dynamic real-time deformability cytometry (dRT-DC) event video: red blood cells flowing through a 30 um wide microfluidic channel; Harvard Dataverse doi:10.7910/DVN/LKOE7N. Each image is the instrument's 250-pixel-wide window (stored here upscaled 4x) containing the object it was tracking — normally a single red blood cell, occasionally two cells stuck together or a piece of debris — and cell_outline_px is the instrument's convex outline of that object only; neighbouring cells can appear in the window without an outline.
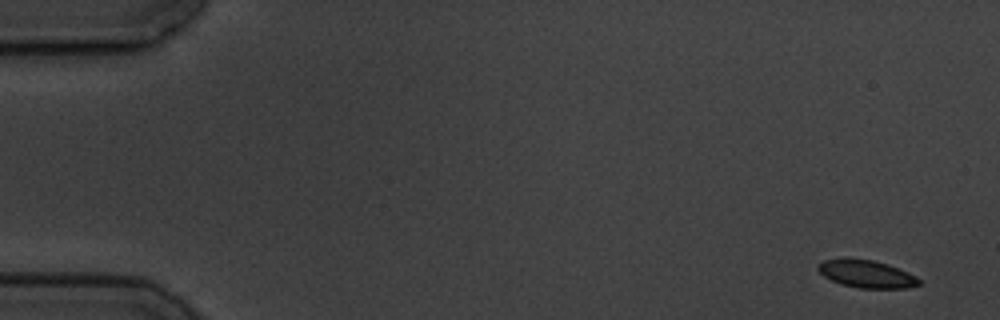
{"species": "common noctule bat (a hibernating species)", "species_latin": "Nyctalus noctula", "temperature_condition": "cold", "stored_images_in_passage": 4, "camera_frame_rate_fps": 3000, "um_per_image_px": 0.085, "animal": {"sex": "male", "body_mass_g": 19.5, "forearm_length_mm": 54.6}, "frame": {"image": 1, "passage_image": 1, "time_ms": 0.0, "image_size_px": [1000, 320], "cell_outline_px": [[920, 284], [908, 288], [860, 288], [840, 284], [824, 276], [816, 268], [824, 260], [844, 256], [872, 260], [888, 264], [908, 272], [916, 276], [920, 280]], "centroid_in_image_um": [73.63, 23.26], "position_along_channel_um": 11.4, "area_um2": 16.47}}
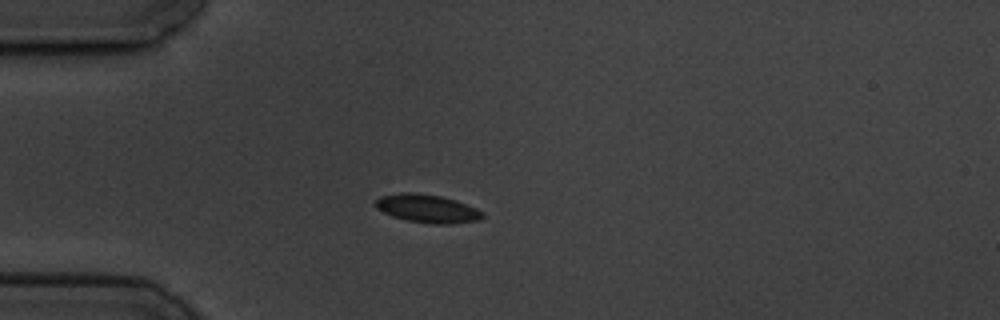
{"frame": {"image": 2, "passage_image": 4, "time_ms": 4.333, "image_size_px": [1000, 320], "cell_outline_px": [[484, 216], [480, 220], [452, 224], [432, 224], [408, 220], [392, 216], [376, 208], [372, 204], [380, 196], [400, 192], [412, 192], [440, 196], [456, 200], [476, 208], [484, 212]], "centroid_in_image_um": [36.32, 17.72], "position_along_channel_um": 48.7, "area_um2": 17.74}}